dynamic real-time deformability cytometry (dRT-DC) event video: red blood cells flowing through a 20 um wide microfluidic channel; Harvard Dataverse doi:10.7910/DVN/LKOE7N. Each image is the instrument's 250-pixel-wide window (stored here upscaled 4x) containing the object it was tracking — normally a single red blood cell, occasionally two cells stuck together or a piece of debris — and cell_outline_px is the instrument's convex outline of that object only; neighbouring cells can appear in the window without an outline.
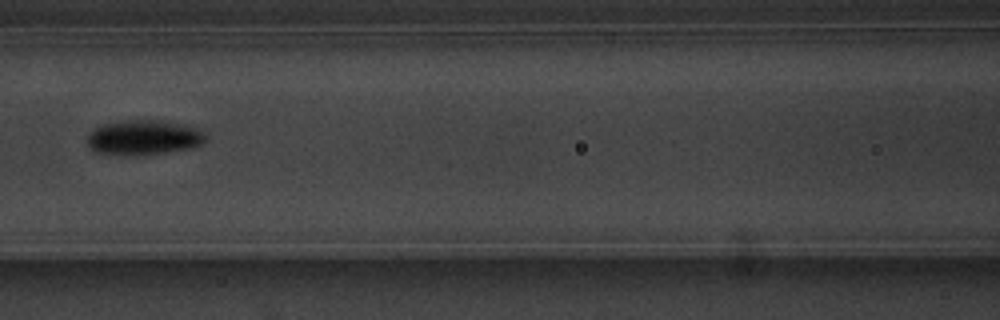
{"species": "common noctule bat (a hibernating species)", "species_latin": "Nyctalus noctula", "temperature_condition": "warm", "stored_images_in_passage": 8, "camera_frame_rate_fps": 3000, "um_per_image_px": 0.085, "animal": {"sex": "male", "body_mass_g": 20.1, "forearm_length_mm": 53.5}, "frame": {"image": 1, "passage_image": 8, "time_ms": 8.0, "image_size_px": [1000, 320], "cell_outline_px": [[204, 140], [200, 144], [192, 148], [160, 152], [96, 152], [88, 144], [88, 132], [104, 124], [124, 120], [164, 120], [188, 124], [200, 128], [204, 132]], "centroid_in_image_um": [12.29, 11.61], "position_along_channel_um": 154.3, "area_um2": 23.12}}